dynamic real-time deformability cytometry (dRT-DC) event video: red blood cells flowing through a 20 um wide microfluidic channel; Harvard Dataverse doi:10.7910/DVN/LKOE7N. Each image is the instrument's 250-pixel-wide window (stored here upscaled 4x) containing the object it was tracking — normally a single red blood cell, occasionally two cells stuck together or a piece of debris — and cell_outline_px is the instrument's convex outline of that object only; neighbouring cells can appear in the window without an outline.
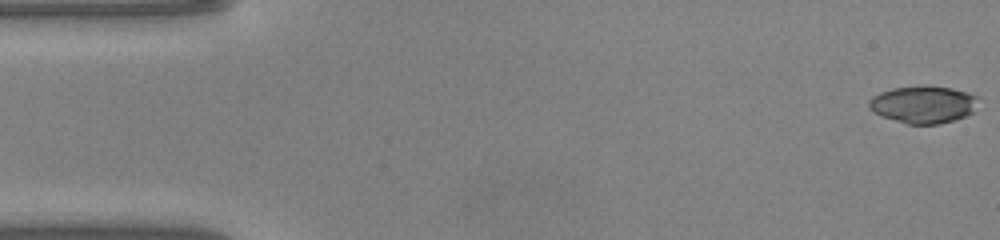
{"species": "common noctule bat (a hibernating species)", "species_latin": "Nyctalus noctula", "temperature_condition": "warm", "stored_images_in_passage": 48, "camera_frame_rate_fps": 3000, "um_per_image_px": 0.085, "animal": {"sex": "male", "body_mass_g": 20.0, "forearm_length_mm": 53.3}, "frame": {"image": 1, "passage_image": 1, "time_ms": 0.0, "image_size_px": [1000, 240], "cell_outline_px": [[976, 112], [940, 124], [908, 124], [880, 116], [872, 112], [868, 108], [868, 100], [872, 96], [880, 92], [892, 88], [920, 84], [924, 84], [952, 88], [968, 92], [976, 96]], "centroid_in_image_um": [78.44, 8.86], "position_along_channel_um": 6.6, "area_um2": 24.28}}
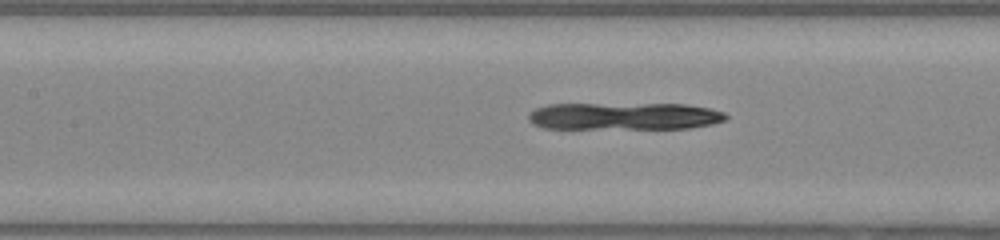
{"frame": {"image": 2, "passage_image": 21, "time_ms": 6.667, "image_size_px": [1000, 240], "cell_outline_px": [[728, 116], [724, 120], [712, 124], [688, 128], [544, 128], [532, 124], [528, 120], [528, 112], [536, 108], [548, 104], [684, 104], [708, 108], [724, 112]], "centroid_in_image_um": [53.01, 9.87], "position_along_channel_um": 154.4, "area_um2": 31.33}}
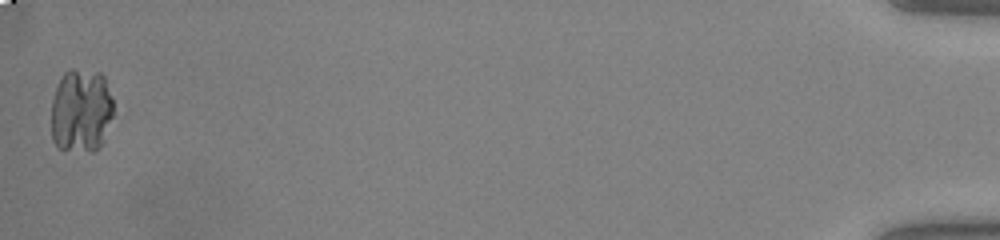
{"frame": {"image": 3, "passage_image": 48, "time_ms": 15.667, "image_size_px": [1000, 240], "cell_outline_px": [[112, 116], [100, 148], [92, 152], [56, 148], [52, 140], [52, 100], [60, 76], [68, 68], [72, 68], [100, 72], [104, 76], [112, 100]], "centroid_in_image_um": [6.87, 9.4], "position_along_channel_um": 428.3, "area_um2": 30.69}}